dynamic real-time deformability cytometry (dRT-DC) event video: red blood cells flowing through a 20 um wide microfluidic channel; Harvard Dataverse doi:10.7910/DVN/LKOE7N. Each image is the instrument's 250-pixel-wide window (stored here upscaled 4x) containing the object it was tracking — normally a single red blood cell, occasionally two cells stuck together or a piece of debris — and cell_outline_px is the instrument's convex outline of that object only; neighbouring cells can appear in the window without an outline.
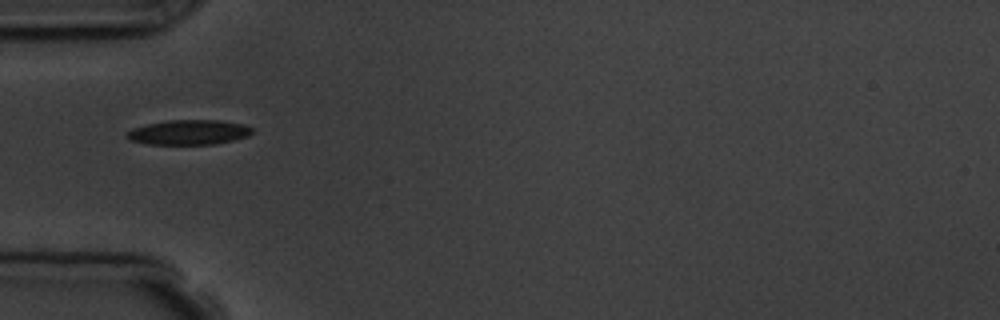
{"species": "common noctule bat (a hibernating species)", "species_latin": "Nyctalus noctula", "temperature_condition": "room temperature", "stored_images_in_passage": 1, "camera_frame_rate_fps": 3000, "um_per_image_px": 0.085, "animal": {"sex": "male", "body_mass_g": 19.5, "forearm_length_mm": 54.6}, "frame": {"image": 1, "passage_image": 1, "time_ms": 0.0, "image_size_px": [1000, 320], "cell_outline_px": [[252, 132], [248, 136], [236, 140], [216, 144], [148, 144], [132, 140], [124, 136], [132, 128], [148, 124], [168, 120], [220, 120], [244, 124], [252, 128]], "centroid_in_image_um": [16.08, 11.24], "position_along_channel_um": 68.9, "area_um2": 18.15}}